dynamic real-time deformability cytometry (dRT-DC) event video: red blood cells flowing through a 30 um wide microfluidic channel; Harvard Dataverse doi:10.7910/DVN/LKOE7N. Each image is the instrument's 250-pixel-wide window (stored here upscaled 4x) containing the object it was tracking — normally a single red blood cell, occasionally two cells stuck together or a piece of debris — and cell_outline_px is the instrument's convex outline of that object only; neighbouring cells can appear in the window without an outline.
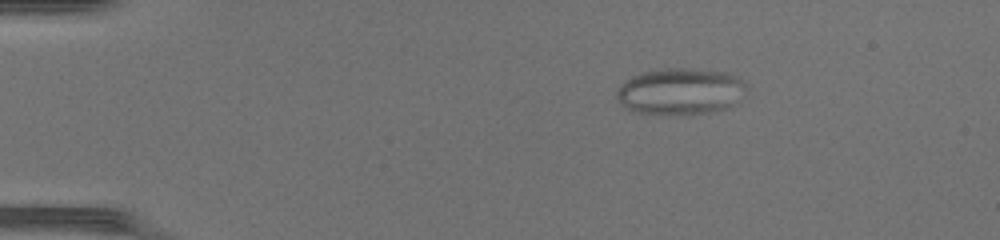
{"species": "common noctule bat (a hibernating species)", "species_latin": "Nyctalus noctula", "temperature_condition": "warm", "stored_images_in_passage": 42, "camera_frame_rate_fps": 3000, "um_per_image_px": 0.085, "animal": {"sex": "female", "body_mass_g": 17.0, "forearm_length_mm": 48.0}, "frame": {"image": 1, "passage_image": 2, "time_ms": 0.333, "image_size_px": [1000, 240], "cell_outline_px": [[748, 92], [728, 108], [708, 112], [636, 112], [628, 108], [616, 100], [616, 92], [620, 84], [632, 76], [644, 72], [664, 68], [688, 68], [728, 72], [740, 76], [748, 84]], "centroid_in_image_um": [57.91, 7.71], "position_along_channel_um": 27.1, "area_um2": 34.91}}
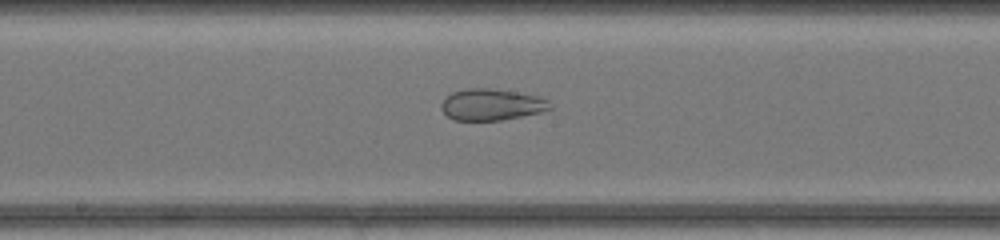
{"frame": {"image": 2, "passage_image": 20, "time_ms": 6.333, "image_size_px": [1000, 240], "cell_outline_px": [[552, 108], [540, 112], [500, 120], [456, 120], [448, 116], [440, 108], [440, 104], [452, 92], [468, 88], [488, 88], [516, 92], [536, 96], [548, 100]], "centroid_in_image_um": [41.76, 8.89], "position_along_channel_um": 206.4, "area_um2": 19.59}}
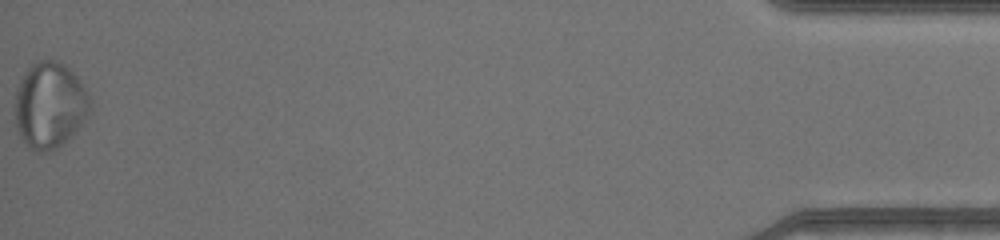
{"frame": {"image": 3, "passage_image": 42, "time_ms": 13.667, "image_size_px": [1000, 240], "cell_outline_px": [[92, 104], [88, 112], [76, 132], [72, 136], [56, 148], [44, 152], [36, 152], [28, 148], [20, 136], [16, 124], [16, 88], [20, 80], [28, 68], [32, 64], [40, 60], [52, 60], [64, 64], [84, 84], [92, 100]], "centroid_in_image_um": [4.24, 8.95], "position_along_channel_um": 431.0, "area_um2": 37.63}}